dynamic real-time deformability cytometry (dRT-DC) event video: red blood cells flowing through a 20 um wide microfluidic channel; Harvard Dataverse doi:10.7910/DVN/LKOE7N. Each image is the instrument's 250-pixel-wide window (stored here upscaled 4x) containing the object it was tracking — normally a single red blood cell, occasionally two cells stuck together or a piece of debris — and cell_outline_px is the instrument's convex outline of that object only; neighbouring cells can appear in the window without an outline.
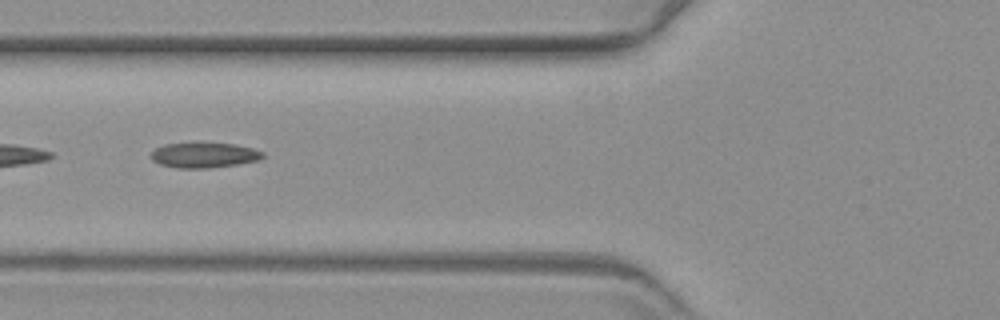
{"species": "common noctule bat (a hibernating species)", "species_latin": "Nyctalus noctula", "temperature_condition": "warm", "stored_images_in_passage": 51, "segment_of_instrument_passage": [2, 2], "camera_frame_rate_fps": 3000, "um_per_image_px": 0.085, "animal": {"sex": "female", "body_mass_g": 19.3, "forearm_length_mm": 54.1}, "frame": {"image": 1, "passage_image": 23, "time_ms": 7.333, "image_size_px": [1000, 320], "cell_outline_px": [[264, 156], [260, 160], [236, 164], [208, 168], [176, 168], [160, 164], [152, 160], [152, 152], [156, 148], [164, 144], [236, 144], [252, 148], [264, 152]], "centroid_in_image_um": [17.37, 13.2], "position_along_channel_um": 108.4, "area_um2": 16.07}}
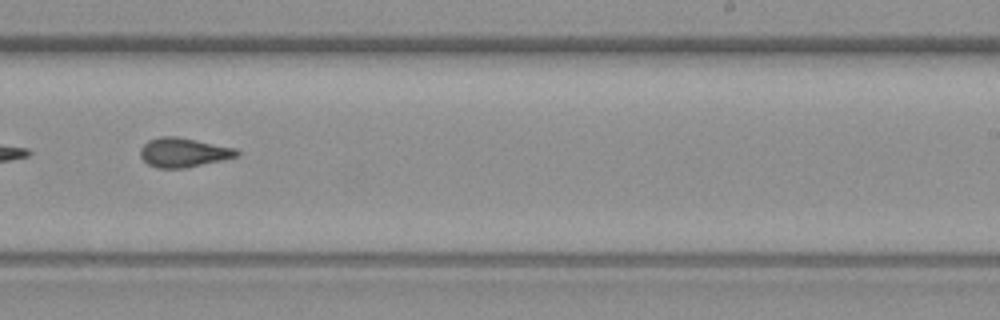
{"frame": {"image": 2, "passage_image": 37, "time_ms": 12.0, "image_size_px": [1000, 320], "cell_outline_px": [[240, 152], [236, 156], [220, 160], [184, 168], [156, 168], [148, 164], [140, 156], [140, 148], [148, 140], [160, 136], [176, 136], [236, 148]], "centroid_in_image_um": [15.55, 12.95], "position_along_channel_um": 273.5, "area_um2": 16.3}}
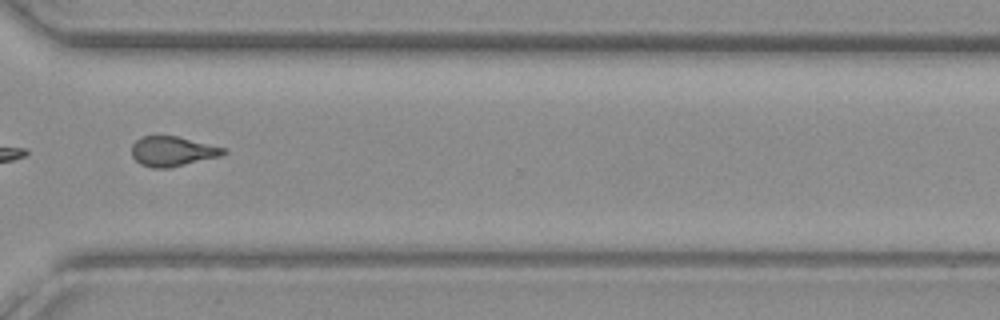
{"frame": {"image": 3, "passage_image": 44, "time_ms": 14.333, "image_size_px": [1000, 320], "cell_outline_px": [[228, 152], [220, 156], [168, 168], [152, 168], [140, 164], [132, 156], [132, 144], [136, 140], [144, 136], [176, 136], [224, 148]], "centroid_in_image_um": [14.63, 12.87], "position_along_channel_um": 356.0, "area_um2": 15.72}}